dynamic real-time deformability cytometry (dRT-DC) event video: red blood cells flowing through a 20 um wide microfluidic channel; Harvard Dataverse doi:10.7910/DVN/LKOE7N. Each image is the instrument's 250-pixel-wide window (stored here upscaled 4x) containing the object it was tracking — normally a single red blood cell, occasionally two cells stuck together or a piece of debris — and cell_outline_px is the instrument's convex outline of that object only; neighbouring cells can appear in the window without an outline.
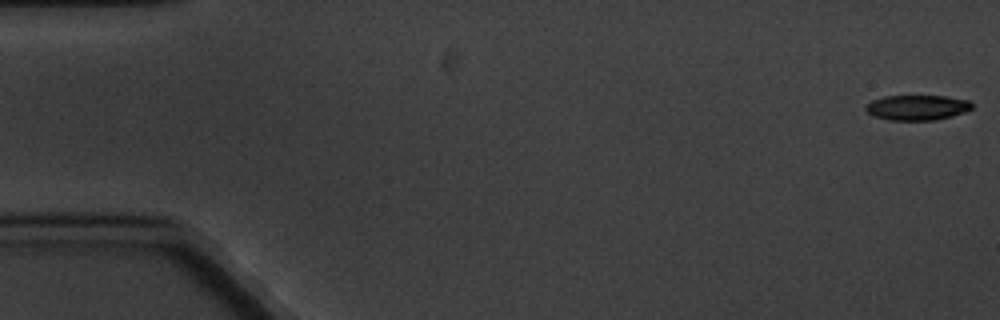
{"species": "common noctule bat (a hibernating species)", "species_latin": "Nyctalus noctula", "temperature_condition": "cold", "stored_images_in_passage": 8, "camera_frame_rate_fps": 3000, "um_per_image_px": 0.085, "animal": {"sex": "male", "body_mass_g": 20.1, "forearm_length_mm": 53.5}, "frame": {"image": 1, "passage_image": 1, "time_ms": 0.0, "image_size_px": [1000, 320], "cell_outline_px": [[972, 108], [964, 112], [952, 116], [936, 120], [888, 120], [872, 116], [864, 108], [872, 100], [884, 96], [944, 96], [968, 100], [972, 104]], "centroid_in_image_um": [77.94, 9.14], "position_along_channel_um": 7.1, "area_um2": 15.55}}
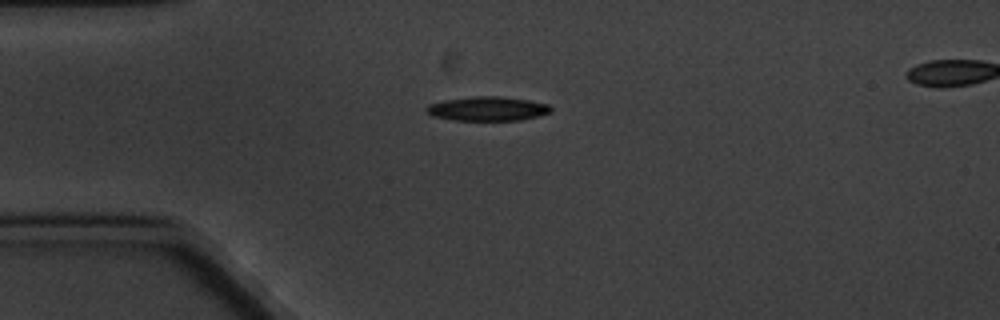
{"frame": {"image": 2, "passage_image": 5, "time_ms": 4.667, "image_size_px": [1000, 320], "cell_outline_px": [[552, 112], [540, 116], [520, 120], [452, 120], [432, 116], [424, 108], [428, 104], [444, 100], [472, 96], [500, 96], [528, 100], [548, 104], [552, 108]], "centroid_in_image_um": [41.44, 9.24], "position_along_channel_um": 43.6, "area_um2": 17.69}}
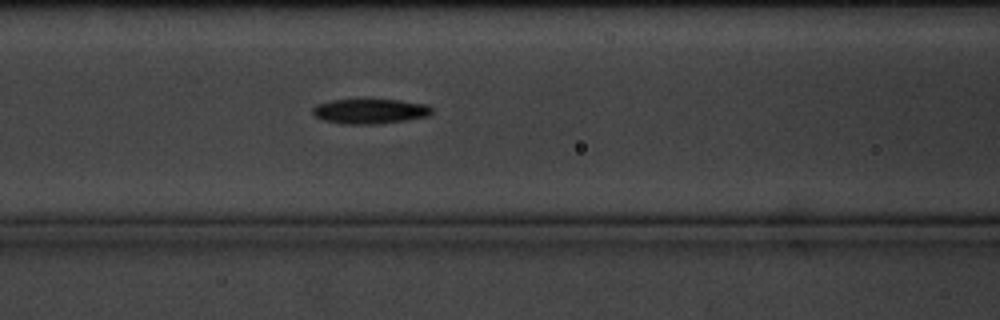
{"frame": {"image": 3, "passage_image": 8, "time_ms": 8.0, "image_size_px": [1000, 320], "cell_outline_px": [[432, 112], [428, 116], [404, 120], [376, 124], [344, 124], [324, 120], [316, 116], [312, 112], [312, 108], [316, 104], [332, 100], [368, 96], [400, 100], [428, 104], [432, 108]], "centroid_in_image_um": [31.44, 9.39], "position_along_channel_um": 135.2, "area_um2": 18.15}}